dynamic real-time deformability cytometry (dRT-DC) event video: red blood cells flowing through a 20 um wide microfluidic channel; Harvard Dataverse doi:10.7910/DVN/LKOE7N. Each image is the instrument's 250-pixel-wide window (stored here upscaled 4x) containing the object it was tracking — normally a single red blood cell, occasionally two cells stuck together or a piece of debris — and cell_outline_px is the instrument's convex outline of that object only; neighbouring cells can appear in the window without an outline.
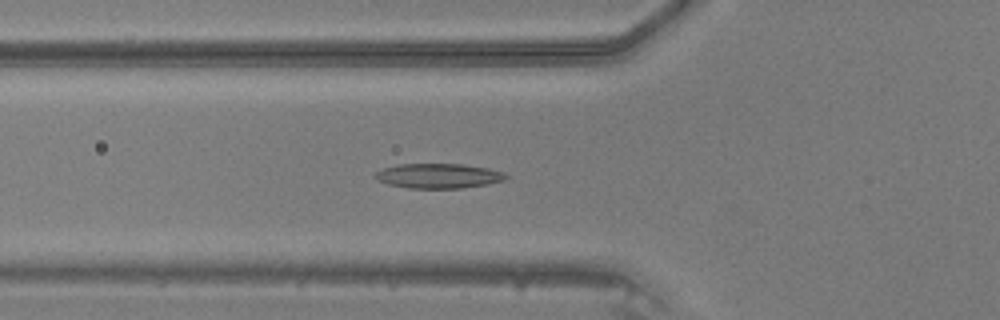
{"species": "common noctule bat (a hibernating species)", "species_latin": "Nyctalus noctula", "temperature_condition": "warm", "stored_images_in_passage": 48, "camera_frame_rate_fps": 3000, "um_per_image_px": 0.085, "animal": {"sex": "male", "body_mass_g": 20.5, "forearm_length_mm": 52.5}, "frame": {"image": 1, "passage_image": 18, "time_ms": 5.667, "image_size_px": [1000, 320], "cell_outline_px": [[508, 176], [504, 180], [488, 184], [460, 188], [408, 188], [388, 184], [376, 180], [372, 176], [376, 172], [384, 168], [396, 164], [464, 164], [488, 168], [504, 172]], "centroid_in_image_um": [37.24, 14.94], "position_along_channel_um": 88.6, "area_um2": 18.96}}
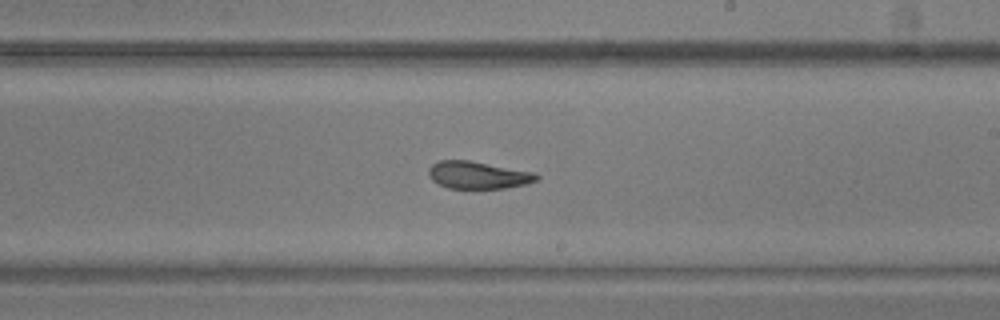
{"frame": {"image": 2, "passage_image": 29, "time_ms": 9.333, "image_size_px": [1000, 320], "cell_outline_px": [[540, 180], [528, 184], [508, 188], [448, 188], [432, 180], [428, 176], [428, 168], [432, 164], [440, 160], [468, 160], [532, 172], [540, 176]], "centroid_in_image_um": [40.64, 14.89], "position_along_channel_um": 248.4, "area_um2": 17.22}}
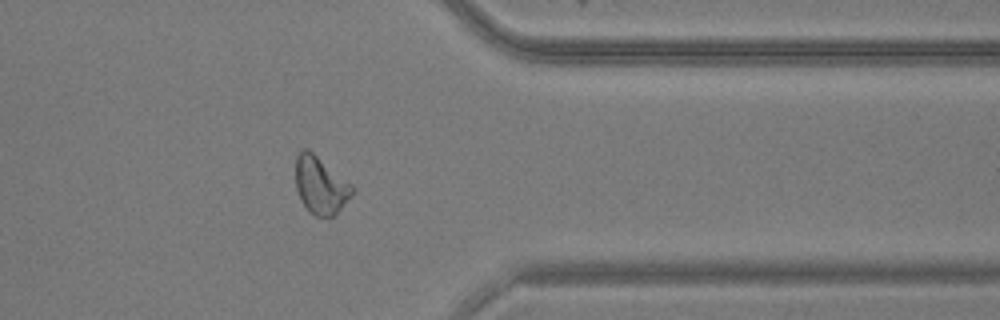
{"frame": {"image": 3, "passage_image": 39, "time_ms": 12.667, "image_size_px": [1000, 320], "cell_outline_px": [[356, 188], [336, 216], [316, 216], [300, 200], [296, 188], [296, 156], [304, 148], [308, 148], [352, 184]], "centroid_in_image_um": [27.26, 15.73], "position_along_channel_um": 384.1, "area_um2": 18.84}}